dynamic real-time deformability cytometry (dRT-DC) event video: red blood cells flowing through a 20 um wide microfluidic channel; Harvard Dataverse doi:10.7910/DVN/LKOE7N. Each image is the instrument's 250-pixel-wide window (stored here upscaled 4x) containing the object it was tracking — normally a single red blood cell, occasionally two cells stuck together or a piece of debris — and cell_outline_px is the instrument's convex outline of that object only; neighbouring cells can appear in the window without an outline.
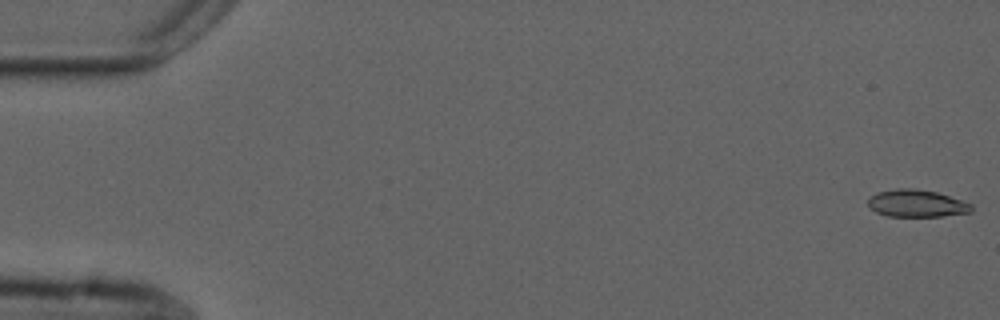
{"species": "common noctule bat (a hibernating species)", "species_latin": "Nyctalus noctula", "temperature_condition": "cold", "stored_images_in_passage": 55, "camera_frame_rate_fps": 3000, "um_per_image_px": 0.085, "animal": {"sex": "male", "forearm_length_mm": 52.5}, "frame": {"image": 1, "passage_image": 1, "time_ms": 0.0, "image_size_px": [1000, 320], "cell_outline_px": [[972, 212], [944, 216], [888, 216], [876, 212], [868, 204], [868, 196], [876, 192], [896, 188], [912, 188], [936, 192], [972, 204]], "centroid_in_image_um": [77.89, 17.28], "position_along_channel_um": 7.1, "area_um2": 16.42}}
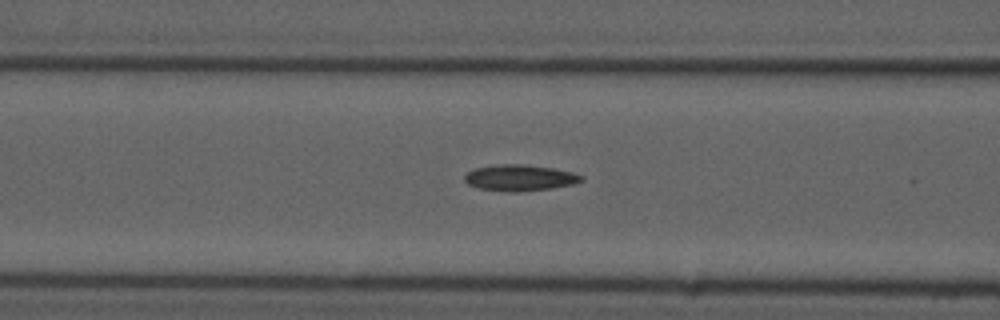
{"frame": {"image": 2, "passage_image": 22, "time_ms": 7.0, "image_size_px": [1000, 320], "cell_outline_px": [[584, 180], [576, 184], [552, 188], [516, 192], [508, 192], [480, 188], [468, 184], [464, 180], [464, 176], [468, 172], [476, 168], [496, 164], [524, 164], [552, 168], [572, 172], [584, 176]], "centroid_in_image_um": [44.21, 15.11], "position_along_channel_um": 122.4, "area_um2": 17.86}}
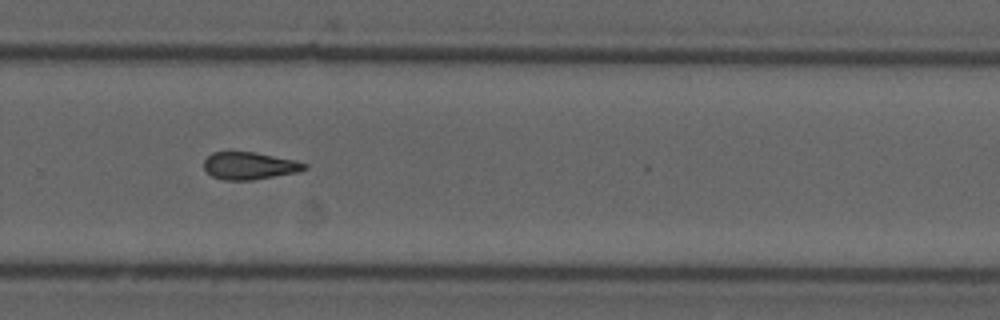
{"frame": {"image": 3, "passage_image": 37, "time_ms": 12.0, "image_size_px": [1000, 320], "cell_outline_px": [[308, 168], [296, 172], [252, 180], [224, 180], [212, 176], [204, 168], [204, 160], [212, 152], [256, 152], [296, 160], [308, 164]], "centroid_in_image_um": [21.22, 14.08], "position_along_channel_um": 308.6, "area_um2": 16.01}, "authors_computed_cell_mechanics": {"area_um2": 16.5308, "velocity_mm_per_s": 3.7335, "shape_relaxation_time_tau1_ms": null, "shape_relaxation_time_tau2_ms": 7.8592, "deformation_change_tau1": null, "deformation_change_tau2": 0.1751}}